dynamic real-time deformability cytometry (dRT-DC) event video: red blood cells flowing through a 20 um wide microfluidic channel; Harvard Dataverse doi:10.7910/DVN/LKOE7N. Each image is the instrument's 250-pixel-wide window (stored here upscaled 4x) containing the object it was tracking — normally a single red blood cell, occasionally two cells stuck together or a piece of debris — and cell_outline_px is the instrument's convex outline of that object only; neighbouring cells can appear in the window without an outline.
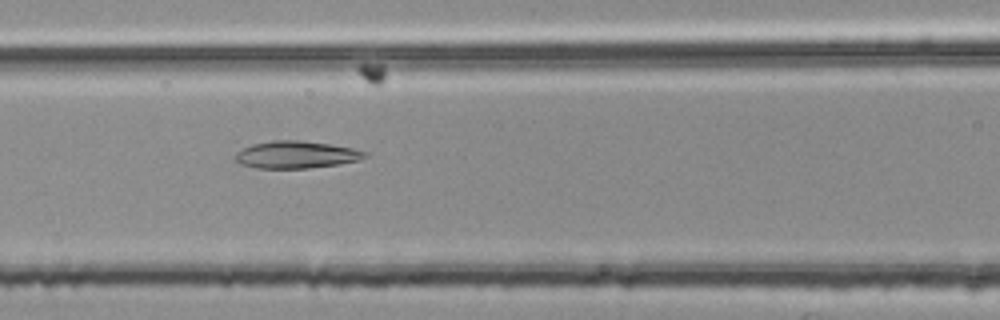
{"species": "common noctule bat (a hibernating species)", "species_latin": "Nyctalus noctula", "temperature_condition": "room temperature", "stored_images_in_passage": 8, "segment_of_instrument_passage": [1, 2], "camera_frame_rate_fps": 3000, "um_per_image_px": 0.085, "animal": {"sex": "female", "body_mass_g": 25.1}, "frame": {"image": 1, "passage_image": 5, "time_ms": 1.333, "image_size_px": [1000, 320], "cell_outline_px": [[368, 156], [360, 160], [340, 164], [308, 168], [256, 168], [240, 164], [236, 160], [236, 152], [252, 144], [272, 140], [300, 140], [332, 144], [352, 148], [368, 152]], "centroid_in_image_um": [25.21, 13.14], "position_along_channel_um": 141.4, "area_um2": 20.69}}
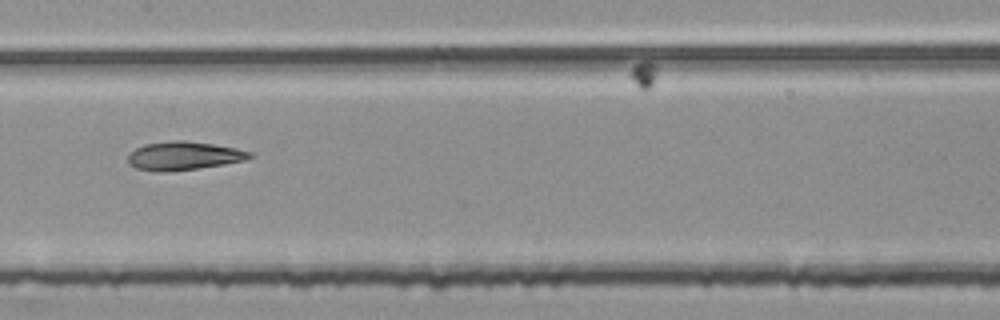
{"frame": {"image": 2, "passage_image": 6, "time_ms": 1.667, "image_size_px": [1000, 320], "cell_outline_px": [[256, 156], [244, 160], [224, 164], [196, 168], [164, 172], [160, 172], [136, 168], [128, 164], [128, 156], [136, 148], [144, 144], [172, 140], [184, 140], [212, 144], [236, 148], [252, 152]], "centroid_in_image_um": [15.62, 13.24], "position_along_channel_um": 191.8, "area_um2": 20.11}}
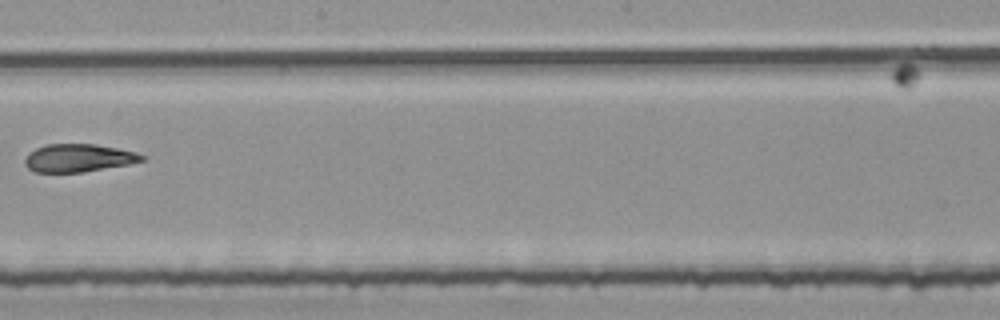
{"frame": {"image": 3, "passage_image": 7, "time_ms": 2.0, "image_size_px": [1000, 320], "cell_outline_px": [[144, 160], [128, 164], [84, 172], [36, 172], [28, 168], [24, 164], [24, 160], [28, 152], [36, 148], [48, 144], [96, 144], [136, 152], [144, 156]], "centroid_in_image_um": [6.63, 13.42], "position_along_channel_um": 241.6, "area_um2": 18.96}}